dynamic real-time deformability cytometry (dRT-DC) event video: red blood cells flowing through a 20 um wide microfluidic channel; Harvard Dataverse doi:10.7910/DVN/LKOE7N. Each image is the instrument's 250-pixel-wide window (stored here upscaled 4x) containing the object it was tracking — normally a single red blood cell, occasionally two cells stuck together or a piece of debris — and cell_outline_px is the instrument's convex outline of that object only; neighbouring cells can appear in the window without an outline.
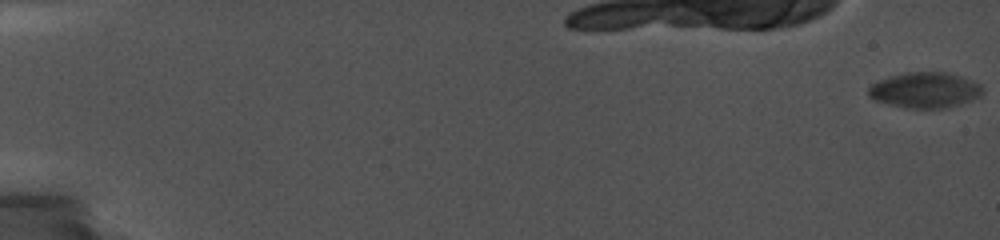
{"species": "common noctule bat (a hibernating species)", "species_latin": "Nyctalus noctula", "temperature_condition": "cold", "stored_images_in_passage": 49, "camera_frame_rate_fps": 5000, "um_per_image_px": 0.085, "animal": {"sex": "female", "body_mass_g": 19.0, "forearm_length_mm": 56.7}, "frame": {"image": 1, "passage_image": 1, "time_ms": 0.0, "image_size_px": [1000, 240], "cell_outline_px": [[984, 92], [980, 96], [972, 100], [960, 104], [944, 108], [904, 108], [872, 100], [868, 96], [868, 88], [872, 84], [888, 76], [904, 72], [948, 72], [972, 80], [980, 84], [984, 88]], "centroid_in_image_um": [78.61, 7.66], "position_along_channel_um": 6.4, "area_um2": 23.99}}
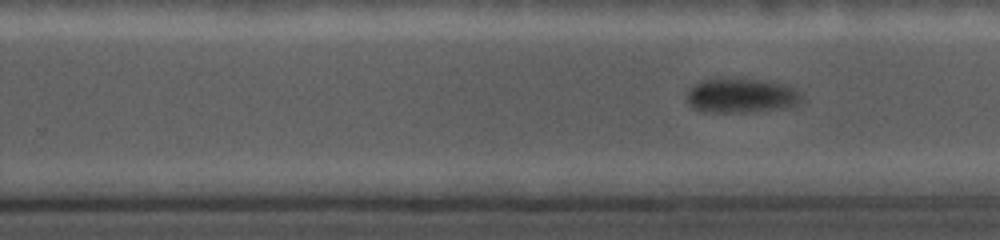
{"frame": {"image": 2, "passage_image": 35, "time_ms": 13.0, "image_size_px": [1000, 240], "cell_outline_px": [[800, 100], [796, 104], [780, 108], [748, 112], [712, 112], [696, 108], [688, 104], [688, 88], [692, 84], [708, 80], [756, 80], [784, 84], [800, 92]], "centroid_in_image_um": [62.98, 8.14], "position_along_channel_um": 266.8, "area_um2": 22.14}}
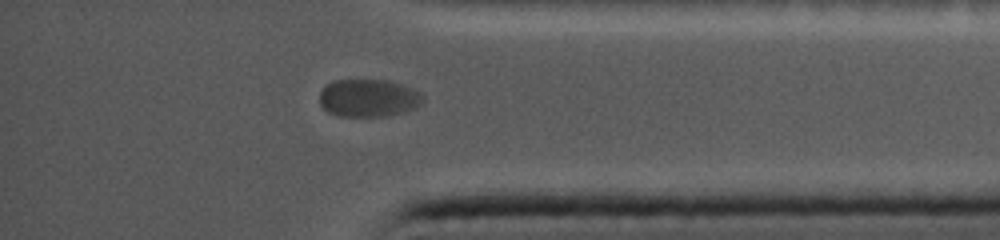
{"frame": {"image": 3, "passage_image": 45, "time_ms": 16.8, "image_size_px": [1000, 240], "cell_outline_px": [[424, 100], [416, 108], [404, 112], [388, 116], [340, 116], [328, 112], [320, 104], [320, 92], [332, 80], [388, 80], [404, 84], [416, 88], [424, 96]], "centroid_in_image_um": [31.38, 8.32], "position_along_channel_um": 403.8, "area_um2": 23.0}}